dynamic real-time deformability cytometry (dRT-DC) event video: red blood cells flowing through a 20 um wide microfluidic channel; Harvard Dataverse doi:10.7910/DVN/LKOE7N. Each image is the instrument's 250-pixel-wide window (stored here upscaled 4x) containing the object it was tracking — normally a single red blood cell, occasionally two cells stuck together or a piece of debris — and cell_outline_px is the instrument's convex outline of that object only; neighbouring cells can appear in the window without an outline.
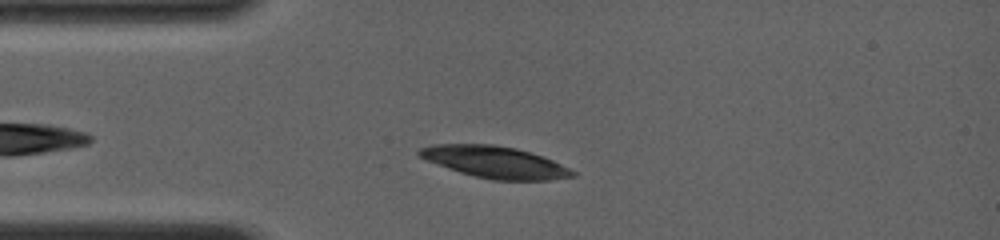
{"species": "common noctule bat (a hibernating species)", "species_latin": "Nyctalus noctula", "temperature_condition": "room temperature", "stored_images_in_passage": 12, "camera_frame_rate_fps": 4000, "um_per_image_px": 0.085, "animal": {"sex": "female", "body_mass_g": 19.0, "forearm_length_mm": 56.7}, "frame": {"image": 1, "passage_image": 7, "time_ms": 1.75, "image_size_px": [1000, 240], "cell_outline_px": [[576, 176], [548, 180], [492, 180], [460, 172], [448, 168], [428, 160], [420, 156], [416, 152], [420, 148], [432, 144], [492, 144], [516, 148], [544, 156], [576, 172]], "centroid_in_image_um": [42.09, 13.77], "position_along_channel_um": 42.9, "area_um2": 28.15}}
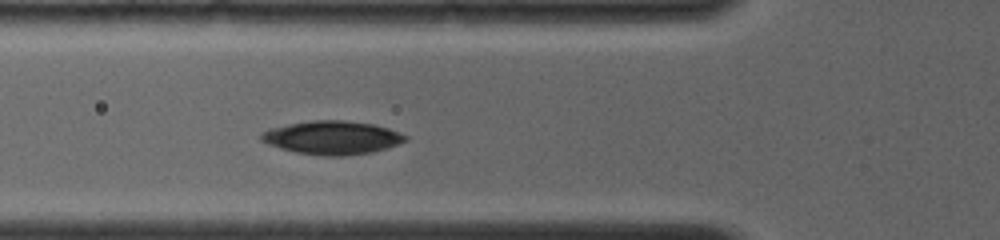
{"frame": {"image": 2, "passage_image": 10, "time_ms": 3.5, "image_size_px": [1000, 240], "cell_outline_px": [[408, 140], [372, 152], [344, 156], [324, 156], [296, 152], [280, 148], [268, 144], [260, 140], [260, 132], [268, 128], [288, 124], [312, 120], [344, 120], [372, 124], [388, 128], [408, 136]], "centroid_in_image_um": [28.19, 11.69], "position_along_channel_um": 97.6, "area_um2": 28.09}}
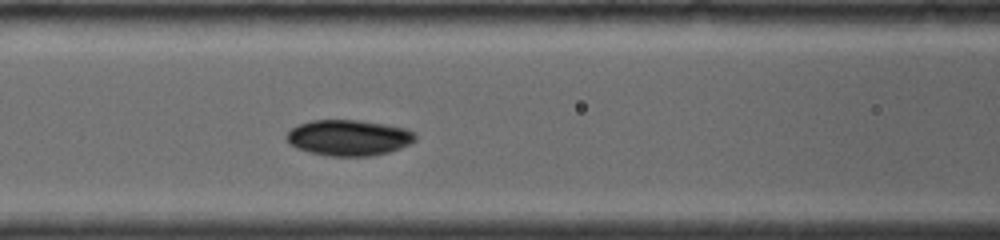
{"frame": {"image": 3, "passage_image": 12, "time_ms": 4.5, "image_size_px": [1000, 240], "cell_outline_px": [[416, 140], [400, 148], [388, 152], [368, 156], [328, 156], [296, 148], [288, 144], [284, 136], [292, 128], [300, 124], [312, 120], [360, 120], [384, 124], [404, 128], [412, 132], [416, 136]], "centroid_in_image_um": [29.6, 11.7], "position_along_channel_um": 137.0, "area_um2": 26.76}}